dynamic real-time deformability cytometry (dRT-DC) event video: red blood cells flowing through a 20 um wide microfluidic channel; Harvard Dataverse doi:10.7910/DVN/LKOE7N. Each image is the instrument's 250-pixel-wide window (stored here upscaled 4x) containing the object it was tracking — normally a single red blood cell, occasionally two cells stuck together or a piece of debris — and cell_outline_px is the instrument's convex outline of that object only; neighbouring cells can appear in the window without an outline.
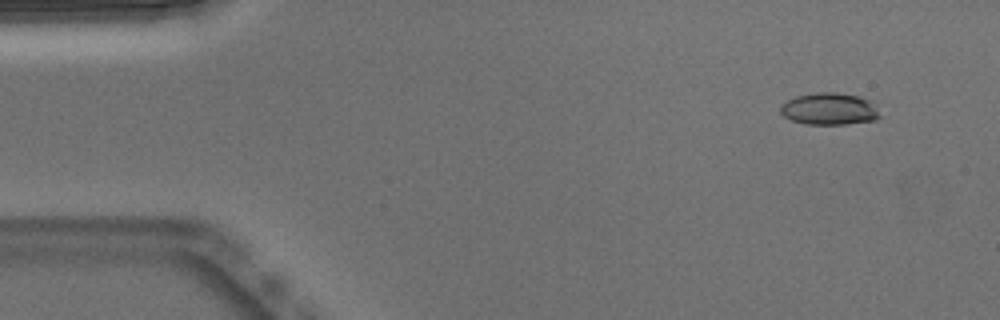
{"species": "Egyptian fruit bat (a non-hibernating species)", "species_latin": "Rousettus aegyptiacus", "temperature_condition": "warm", "stored_images_in_passage": 50, "camera_frame_rate_fps": 3000, "um_per_image_px": 0.085, "animal": {"sex": "male"}, "frame": {"image": 1, "passage_image": 2, "time_ms": 0.333, "image_size_px": [1000, 320], "cell_outline_px": [[880, 116], [876, 120], [844, 124], [804, 124], [792, 120], [784, 116], [780, 112], [780, 104], [796, 96], [816, 92], [836, 92], [860, 96], [868, 100]], "centroid_in_image_um": [70.44, 9.25], "position_along_channel_um": 14.6, "area_um2": 18.38}}
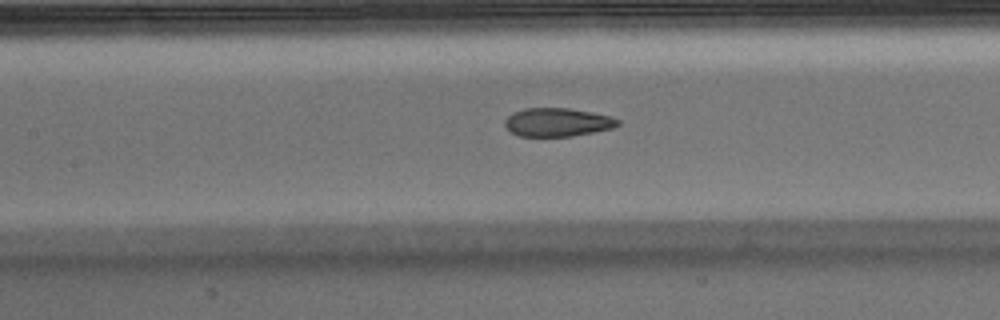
{"frame": {"image": 2, "passage_image": 21, "time_ms": 6.667, "image_size_px": [1000, 320], "cell_outline_px": [[620, 124], [612, 128], [572, 136], [520, 136], [512, 132], [504, 124], [504, 120], [512, 112], [524, 108], [568, 108], [592, 112], [608, 116], [620, 120]], "centroid_in_image_um": [47.36, 10.38], "position_along_channel_um": 160.0, "area_um2": 18.61}}
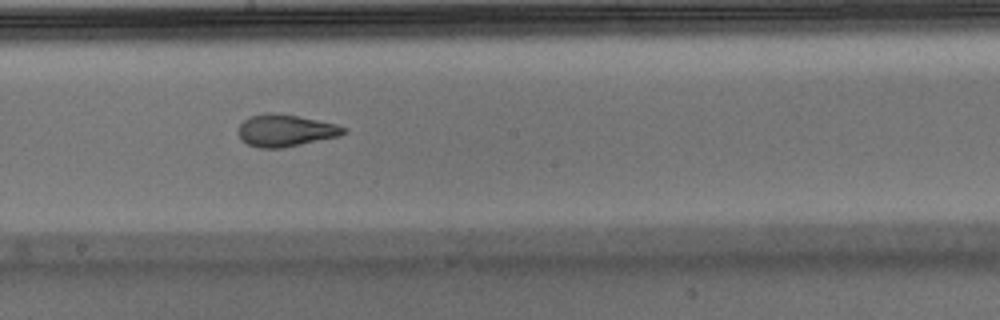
{"frame": {"image": 3, "passage_image": 26, "time_ms": 8.333, "image_size_px": [1000, 320], "cell_outline_px": [[348, 132], [336, 136], [284, 148], [260, 148], [248, 144], [240, 140], [236, 132], [240, 124], [248, 116], [268, 112], [280, 112], [300, 116], [336, 124], [344, 128]], "centroid_in_image_um": [24.19, 11.07], "position_along_channel_um": 224.0, "area_um2": 19.88}, "authors_computed_cell_mechanics": {"area_um2": 19.7965, "velocity_mm_per_s": 3.8396, "shape_relaxation_time_tau1_ms": 6.5574, "shape_relaxation_time_tau2_ms": 1.2729, "deformation_change_tau1": 0.2245, "deformation_change_tau2": 0.0856}}